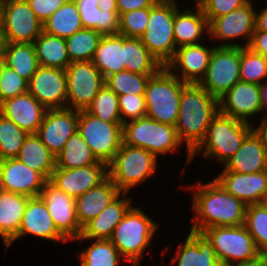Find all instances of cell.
I'll list each match as a JSON object with an SVG mask.
<instances>
[{
  "label": "cell",
  "mask_w": 267,
  "mask_h": 266,
  "mask_svg": "<svg viewBox=\"0 0 267 266\" xmlns=\"http://www.w3.org/2000/svg\"><path fill=\"white\" fill-rule=\"evenodd\" d=\"M194 184L193 211L190 231L201 233L217 226L244 225L247 205L229 194L215 179L207 184Z\"/></svg>",
  "instance_id": "cell-1"
},
{
  "label": "cell",
  "mask_w": 267,
  "mask_h": 266,
  "mask_svg": "<svg viewBox=\"0 0 267 266\" xmlns=\"http://www.w3.org/2000/svg\"><path fill=\"white\" fill-rule=\"evenodd\" d=\"M219 112V100L201 85L188 83L183 88L175 128L179 140L187 144L188 162L192 160L191 152L204 139L209 125Z\"/></svg>",
  "instance_id": "cell-2"
},
{
  "label": "cell",
  "mask_w": 267,
  "mask_h": 266,
  "mask_svg": "<svg viewBox=\"0 0 267 266\" xmlns=\"http://www.w3.org/2000/svg\"><path fill=\"white\" fill-rule=\"evenodd\" d=\"M172 72L163 66L151 76L144 92V99L146 117L175 126L182 91L188 83L181 81L178 75Z\"/></svg>",
  "instance_id": "cell-3"
},
{
  "label": "cell",
  "mask_w": 267,
  "mask_h": 266,
  "mask_svg": "<svg viewBox=\"0 0 267 266\" xmlns=\"http://www.w3.org/2000/svg\"><path fill=\"white\" fill-rule=\"evenodd\" d=\"M253 129L251 122L246 123L219 112L209 125L204 139L191 152V159L204 148L206 158L216 156L225 165Z\"/></svg>",
  "instance_id": "cell-4"
},
{
  "label": "cell",
  "mask_w": 267,
  "mask_h": 266,
  "mask_svg": "<svg viewBox=\"0 0 267 266\" xmlns=\"http://www.w3.org/2000/svg\"><path fill=\"white\" fill-rule=\"evenodd\" d=\"M201 233L212 244L221 266H236L261 256L244 225L210 227Z\"/></svg>",
  "instance_id": "cell-5"
},
{
  "label": "cell",
  "mask_w": 267,
  "mask_h": 266,
  "mask_svg": "<svg viewBox=\"0 0 267 266\" xmlns=\"http://www.w3.org/2000/svg\"><path fill=\"white\" fill-rule=\"evenodd\" d=\"M157 227V223L141 209L132 206L115 227L110 240L125 260L133 263L132 266H138Z\"/></svg>",
  "instance_id": "cell-6"
},
{
  "label": "cell",
  "mask_w": 267,
  "mask_h": 266,
  "mask_svg": "<svg viewBox=\"0 0 267 266\" xmlns=\"http://www.w3.org/2000/svg\"><path fill=\"white\" fill-rule=\"evenodd\" d=\"M175 1L158 0L149 8V20L140 37L143 45L162 66L173 58L176 51L174 39Z\"/></svg>",
  "instance_id": "cell-7"
},
{
  "label": "cell",
  "mask_w": 267,
  "mask_h": 266,
  "mask_svg": "<svg viewBox=\"0 0 267 266\" xmlns=\"http://www.w3.org/2000/svg\"><path fill=\"white\" fill-rule=\"evenodd\" d=\"M157 158L149 151L122 143L108 164V177L126 196L128 191L156 171Z\"/></svg>",
  "instance_id": "cell-8"
},
{
  "label": "cell",
  "mask_w": 267,
  "mask_h": 266,
  "mask_svg": "<svg viewBox=\"0 0 267 266\" xmlns=\"http://www.w3.org/2000/svg\"><path fill=\"white\" fill-rule=\"evenodd\" d=\"M123 143L141 147L156 158L167 154L182 144L175 126L154 121L148 117L126 121L122 124Z\"/></svg>",
  "instance_id": "cell-9"
},
{
  "label": "cell",
  "mask_w": 267,
  "mask_h": 266,
  "mask_svg": "<svg viewBox=\"0 0 267 266\" xmlns=\"http://www.w3.org/2000/svg\"><path fill=\"white\" fill-rule=\"evenodd\" d=\"M240 47L226 43L214 47L203 79L198 83L218 100L240 81Z\"/></svg>",
  "instance_id": "cell-10"
},
{
  "label": "cell",
  "mask_w": 267,
  "mask_h": 266,
  "mask_svg": "<svg viewBox=\"0 0 267 266\" xmlns=\"http://www.w3.org/2000/svg\"><path fill=\"white\" fill-rule=\"evenodd\" d=\"M93 155L107 165L121 148L123 143L122 123H108L88 113L79 111L78 128Z\"/></svg>",
  "instance_id": "cell-11"
},
{
  "label": "cell",
  "mask_w": 267,
  "mask_h": 266,
  "mask_svg": "<svg viewBox=\"0 0 267 266\" xmlns=\"http://www.w3.org/2000/svg\"><path fill=\"white\" fill-rule=\"evenodd\" d=\"M66 77V108L77 111L86 110L105 84L102 73L92 61L71 62L66 68Z\"/></svg>",
  "instance_id": "cell-12"
},
{
  "label": "cell",
  "mask_w": 267,
  "mask_h": 266,
  "mask_svg": "<svg viewBox=\"0 0 267 266\" xmlns=\"http://www.w3.org/2000/svg\"><path fill=\"white\" fill-rule=\"evenodd\" d=\"M1 25L5 42L34 43L43 31L27 0H5Z\"/></svg>",
  "instance_id": "cell-13"
},
{
  "label": "cell",
  "mask_w": 267,
  "mask_h": 266,
  "mask_svg": "<svg viewBox=\"0 0 267 266\" xmlns=\"http://www.w3.org/2000/svg\"><path fill=\"white\" fill-rule=\"evenodd\" d=\"M28 92L46 109L66 108V69L39 66L28 82Z\"/></svg>",
  "instance_id": "cell-14"
},
{
  "label": "cell",
  "mask_w": 267,
  "mask_h": 266,
  "mask_svg": "<svg viewBox=\"0 0 267 266\" xmlns=\"http://www.w3.org/2000/svg\"><path fill=\"white\" fill-rule=\"evenodd\" d=\"M79 111L74 109H47L36 135L56 157L68 138L77 132Z\"/></svg>",
  "instance_id": "cell-15"
},
{
  "label": "cell",
  "mask_w": 267,
  "mask_h": 266,
  "mask_svg": "<svg viewBox=\"0 0 267 266\" xmlns=\"http://www.w3.org/2000/svg\"><path fill=\"white\" fill-rule=\"evenodd\" d=\"M45 202L57 230L67 239L75 240L82 229L76 218L75 198L65 194L49 180L39 195Z\"/></svg>",
  "instance_id": "cell-16"
},
{
  "label": "cell",
  "mask_w": 267,
  "mask_h": 266,
  "mask_svg": "<svg viewBox=\"0 0 267 266\" xmlns=\"http://www.w3.org/2000/svg\"><path fill=\"white\" fill-rule=\"evenodd\" d=\"M108 177L104 162L79 168H55L49 181L65 194L77 198L96 187Z\"/></svg>",
  "instance_id": "cell-17"
},
{
  "label": "cell",
  "mask_w": 267,
  "mask_h": 266,
  "mask_svg": "<svg viewBox=\"0 0 267 266\" xmlns=\"http://www.w3.org/2000/svg\"><path fill=\"white\" fill-rule=\"evenodd\" d=\"M47 180L16 158L0 160V189L28 197L40 195Z\"/></svg>",
  "instance_id": "cell-18"
},
{
  "label": "cell",
  "mask_w": 267,
  "mask_h": 266,
  "mask_svg": "<svg viewBox=\"0 0 267 266\" xmlns=\"http://www.w3.org/2000/svg\"><path fill=\"white\" fill-rule=\"evenodd\" d=\"M220 113L237 120L248 122V117L262 111L260 85L238 81L219 99Z\"/></svg>",
  "instance_id": "cell-19"
},
{
  "label": "cell",
  "mask_w": 267,
  "mask_h": 266,
  "mask_svg": "<svg viewBox=\"0 0 267 266\" xmlns=\"http://www.w3.org/2000/svg\"><path fill=\"white\" fill-rule=\"evenodd\" d=\"M256 12L251 1L246 5L215 18L209 24L210 38L232 40L240 36L246 37L247 47L255 31Z\"/></svg>",
  "instance_id": "cell-20"
},
{
  "label": "cell",
  "mask_w": 267,
  "mask_h": 266,
  "mask_svg": "<svg viewBox=\"0 0 267 266\" xmlns=\"http://www.w3.org/2000/svg\"><path fill=\"white\" fill-rule=\"evenodd\" d=\"M215 180L246 205L260 204L267 194V170L257 173L223 171Z\"/></svg>",
  "instance_id": "cell-21"
},
{
  "label": "cell",
  "mask_w": 267,
  "mask_h": 266,
  "mask_svg": "<svg viewBox=\"0 0 267 266\" xmlns=\"http://www.w3.org/2000/svg\"><path fill=\"white\" fill-rule=\"evenodd\" d=\"M83 28L102 35H115L119 30V13L116 0H74Z\"/></svg>",
  "instance_id": "cell-22"
},
{
  "label": "cell",
  "mask_w": 267,
  "mask_h": 266,
  "mask_svg": "<svg viewBox=\"0 0 267 266\" xmlns=\"http://www.w3.org/2000/svg\"><path fill=\"white\" fill-rule=\"evenodd\" d=\"M47 109L28 91L0 104V114L14 122L27 134H36Z\"/></svg>",
  "instance_id": "cell-23"
},
{
  "label": "cell",
  "mask_w": 267,
  "mask_h": 266,
  "mask_svg": "<svg viewBox=\"0 0 267 266\" xmlns=\"http://www.w3.org/2000/svg\"><path fill=\"white\" fill-rule=\"evenodd\" d=\"M27 234L47 240L67 242V239L57 230L48 213L47 206L40 196L28 199L18 234L12 242Z\"/></svg>",
  "instance_id": "cell-24"
},
{
  "label": "cell",
  "mask_w": 267,
  "mask_h": 266,
  "mask_svg": "<svg viewBox=\"0 0 267 266\" xmlns=\"http://www.w3.org/2000/svg\"><path fill=\"white\" fill-rule=\"evenodd\" d=\"M213 49L214 47L210 49L201 43L179 47L165 67L169 71L180 67L181 81L198 84L206 73Z\"/></svg>",
  "instance_id": "cell-25"
},
{
  "label": "cell",
  "mask_w": 267,
  "mask_h": 266,
  "mask_svg": "<svg viewBox=\"0 0 267 266\" xmlns=\"http://www.w3.org/2000/svg\"><path fill=\"white\" fill-rule=\"evenodd\" d=\"M122 192L107 177L102 183L75 198L76 218L82 229L97 217Z\"/></svg>",
  "instance_id": "cell-26"
},
{
  "label": "cell",
  "mask_w": 267,
  "mask_h": 266,
  "mask_svg": "<svg viewBox=\"0 0 267 266\" xmlns=\"http://www.w3.org/2000/svg\"><path fill=\"white\" fill-rule=\"evenodd\" d=\"M223 171L236 173H257L267 170V158L260 137L253 130L241 147L226 162Z\"/></svg>",
  "instance_id": "cell-27"
},
{
  "label": "cell",
  "mask_w": 267,
  "mask_h": 266,
  "mask_svg": "<svg viewBox=\"0 0 267 266\" xmlns=\"http://www.w3.org/2000/svg\"><path fill=\"white\" fill-rule=\"evenodd\" d=\"M120 195L112 201L93 220L88 222L75 240L111 239L115 227L121 222L125 214L132 207L130 199H119Z\"/></svg>",
  "instance_id": "cell-28"
},
{
  "label": "cell",
  "mask_w": 267,
  "mask_h": 266,
  "mask_svg": "<svg viewBox=\"0 0 267 266\" xmlns=\"http://www.w3.org/2000/svg\"><path fill=\"white\" fill-rule=\"evenodd\" d=\"M30 197L0 189V236L6 250L17 236Z\"/></svg>",
  "instance_id": "cell-29"
},
{
  "label": "cell",
  "mask_w": 267,
  "mask_h": 266,
  "mask_svg": "<svg viewBox=\"0 0 267 266\" xmlns=\"http://www.w3.org/2000/svg\"><path fill=\"white\" fill-rule=\"evenodd\" d=\"M178 247L177 255L171 262L177 260V266H221L212 244L202 233L189 231L184 245Z\"/></svg>",
  "instance_id": "cell-30"
},
{
  "label": "cell",
  "mask_w": 267,
  "mask_h": 266,
  "mask_svg": "<svg viewBox=\"0 0 267 266\" xmlns=\"http://www.w3.org/2000/svg\"><path fill=\"white\" fill-rule=\"evenodd\" d=\"M195 10L196 12L185 9L183 10L184 13H179L176 5L173 27L176 48L199 44V39L204 31L206 30L209 33V23L197 2Z\"/></svg>",
  "instance_id": "cell-31"
},
{
  "label": "cell",
  "mask_w": 267,
  "mask_h": 266,
  "mask_svg": "<svg viewBox=\"0 0 267 266\" xmlns=\"http://www.w3.org/2000/svg\"><path fill=\"white\" fill-rule=\"evenodd\" d=\"M31 169L49 180L56 168L55 156L41 142L36 134H28L16 157Z\"/></svg>",
  "instance_id": "cell-32"
},
{
  "label": "cell",
  "mask_w": 267,
  "mask_h": 266,
  "mask_svg": "<svg viewBox=\"0 0 267 266\" xmlns=\"http://www.w3.org/2000/svg\"><path fill=\"white\" fill-rule=\"evenodd\" d=\"M104 79L125 70L123 63V35H103L92 59Z\"/></svg>",
  "instance_id": "cell-33"
},
{
  "label": "cell",
  "mask_w": 267,
  "mask_h": 266,
  "mask_svg": "<svg viewBox=\"0 0 267 266\" xmlns=\"http://www.w3.org/2000/svg\"><path fill=\"white\" fill-rule=\"evenodd\" d=\"M123 63L125 70L155 75L163 66L143 45L140 38L123 36Z\"/></svg>",
  "instance_id": "cell-34"
},
{
  "label": "cell",
  "mask_w": 267,
  "mask_h": 266,
  "mask_svg": "<svg viewBox=\"0 0 267 266\" xmlns=\"http://www.w3.org/2000/svg\"><path fill=\"white\" fill-rule=\"evenodd\" d=\"M33 45L39 66L66 69L71 63L63 38L42 31Z\"/></svg>",
  "instance_id": "cell-35"
},
{
  "label": "cell",
  "mask_w": 267,
  "mask_h": 266,
  "mask_svg": "<svg viewBox=\"0 0 267 266\" xmlns=\"http://www.w3.org/2000/svg\"><path fill=\"white\" fill-rule=\"evenodd\" d=\"M5 65L27 82L36 73L39 63L33 43L6 42L2 52Z\"/></svg>",
  "instance_id": "cell-36"
},
{
  "label": "cell",
  "mask_w": 267,
  "mask_h": 266,
  "mask_svg": "<svg viewBox=\"0 0 267 266\" xmlns=\"http://www.w3.org/2000/svg\"><path fill=\"white\" fill-rule=\"evenodd\" d=\"M43 31L66 39L83 29L81 17L74 0H67L53 15L43 23Z\"/></svg>",
  "instance_id": "cell-37"
},
{
  "label": "cell",
  "mask_w": 267,
  "mask_h": 266,
  "mask_svg": "<svg viewBox=\"0 0 267 266\" xmlns=\"http://www.w3.org/2000/svg\"><path fill=\"white\" fill-rule=\"evenodd\" d=\"M55 159L56 168L65 169L85 167L100 162L78 131L68 138L63 150Z\"/></svg>",
  "instance_id": "cell-38"
},
{
  "label": "cell",
  "mask_w": 267,
  "mask_h": 266,
  "mask_svg": "<svg viewBox=\"0 0 267 266\" xmlns=\"http://www.w3.org/2000/svg\"><path fill=\"white\" fill-rule=\"evenodd\" d=\"M103 35L92 29L83 28L66 38L67 53L71 62L92 61Z\"/></svg>",
  "instance_id": "cell-39"
},
{
  "label": "cell",
  "mask_w": 267,
  "mask_h": 266,
  "mask_svg": "<svg viewBox=\"0 0 267 266\" xmlns=\"http://www.w3.org/2000/svg\"><path fill=\"white\" fill-rule=\"evenodd\" d=\"M119 250L110 239L95 240L79 254L80 266H118Z\"/></svg>",
  "instance_id": "cell-40"
},
{
  "label": "cell",
  "mask_w": 267,
  "mask_h": 266,
  "mask_svg": "<svg viewBox=\"0 0 267 266\" xmlns=\"http://www.w3.org/2000/svg\"><path fill=\"white\" fill-rule=\"evenodd\" d=\"M244 226L261 255H267V209L261 203L247 205Z\"/></svg>",
  "instance_id": "cell-41"
},
{
  "label": "cell",
  "mask_w": 267,
  "mask_h": 266,
  "mask_svg": "<svg viewBox=\"0 0 267 266\" xmlns=\"http://www.w3.org/2000/svg\"><path fill=\"white\" fill-rule=\"evenodd\" d=\"M151 76L153 75L123 70L108 76L105 79V84L118 96L125 94L144 95Z\"/></svg>",
  "instance_id": "cell-42"
},
{
  "label": "cell",
  "mask_w": 267,
  "mask_h": 266,
  "mask_svg": "<svg viewBox=\"0 0 267 266\" xmlns=\"http://www.w3.org/2000/svg\"><path fill=\"white\" fill-rule=\"evenodd\" d=\"M86 111L108 123H122L116 95L106 84L96 94Z\"/></svg>",
  "instance_id": "cell-43"
},
{
  "label": "cell",
  "mask_w": 267,
  "mask_h": 266,
  "mask_svg": "<svg viewBox=\"0 0 267 266\" xmlns=\"http://www.w3.org/2000/svg\"><path fill=\"white\" fill-rule=\"evenodd\" d=\"M28 134L0 114V160L16 158Z\"/></svg>",
  "instance_id": "cell-44"
},
{
  "label": "cell",
  "mask_w": 267,
  "mask_h": 266,
  "mask_svg": "<svg viewBox=\"0 0 267 266\" xmlns=\"http://www.w3.org/2000/svg\"><path fill=\"white\" fill-rule=\"evenodd\" d=\"M267 77V57L240 47V81L261 85Z\"/></svg>",
  "instance_id": "cell-45"
},
{
  "label": "cell",
  "mask_w": 267,
  "mask_h": 266,
  "mask_svg": "<svg viewBox=\"0 0 267 266\" xmlns=\"http://www.w3.org/2000/svg\"><path fill=\"white\" fill-rule=\"evenodd\" d=\"M149 8L136 9L120 15L118 34L140 38L148 25Z\"/></svg>",
  "instance_id": "cell-46"
},
{
  "label": "cell",
  "mask_w": 267,
  "mask_h": 266,
  "mask_svg": "<svg viewBox=\"0 0 267 266\" xmlns=\"http://www.w3.org/2000/svg\"><path fill=\"white\" fill-rule=\"evenodd\" d=\"M27 91L28 82L5 65L0 79V104Z\"/></svg>",
  "instance_id": "cell-47"
},
{
  "label": "cell",
  "mask_w": 267,
  "mask_h": 266,
  "mask_svg": "<svg viewBox=\"0 0 267 266\" xmlns=\"http://www.w3.org/2000/svg\"><path fill=\"white\" fill-rule=\"evenodd\" d=\"M118 104L122 124L127 120L130 121L146 117V102L144 95H120L118 96Z\"/></svg>",
  "instance_id": "cell-48"
},
{
  "label": "cell",
  "mask_w": 267,
  "mask_h": 266,
  "mask_svg": "<svg viewBox=\"0 0 267 266\" xmlns=\"http://www.w3.org/2000/svg\"><path fill=\"white\" fill-rule=\"evenodd\" d=\"M196 2L210 24L215 18L246 5L249 0H197Z\"/></svg>",
  "instance_id": "cell-49"
},
{
  "label": "cell",
  "mask_w": 267,
  "mask_h": 266,
  "mask_svg": "<svg viewBox=\"0 0 267 266\" xmlns=\"http://www.w3.org/2000/svg\"><path fill=\"white\" fill-rule=\"evenodd\" d=\"M37 18L43 23L53 15L67 0H27Z\"/></svg>",
  "instance_id": "cell-50"
},
{
  "label": "cell",
  "mask_w": 267,
  "mask_h": 266,
  "mask_svg": "<svg viewBox=\"0 0 267 266\" xmlns=\"http://www.w3.org/2000/svg\"><path fill=\"white\" fill-rule=\"evenodd\" d=\"M158 0H116L119 16L136 9L150 8Z\"/></svg>",
  "instance_id": "cell-51"
},
{
  "label": "cell",
  "mask_w": 267,
  "mask_h": 266,
  "mask_svg": "<svg viewBox=\"0 0 267 266\" xmlns=\"http://www.w3.org/2000/svg\"><path fill=\"white\" fill-rule=\"evenodd\" d=\"M247 47L255 53L267 57V31L255 30Z\"/></svg>",
  "instance_id": "cell-52"
},
{
  "label": "cell",
  "mask_w": 267,
  "mask_h": 266,
  "mask_svg": "<svg viewBox=\"0 0 267 266\" xmlns=\"http://www.w3.org/2000/svg\"><path fill=\"white\" fill-rule=\"evenodd\" d=\"M253 130L262 140V143H263V146L265 149V153H266V158H267V114L265 115L261 124Z\"/></svg>",
  "instance_id": "cell-53"
},
{
  "label": "cell",
  "mask_w": 267,
  "mask_h": 266,
  "mask_svg": "<svg viewBox=\"0 0 267 266\" xmlns=\"http://www.w3.org/2000/svg\"><path fill=\"white\" fill-rule=\"evenodd\" d=\"M255 30L267 31V8L265 7L260 14H256Z\"/></svg>",
  "instance_id": "cell-54"
},
{
  "label": "cell",
  "mask_w": 267,
  "mask_h": 266,
  "mask_svg": "<svg viewBox=\"0 0 267 266\" xmlns=\"http://www.w3.org/2000/svg\"><path fill=\"white\" fill-rule=\"evenodd\" d=\"M236 266H267V255H261L256 260Z\"/></svg>",
  "instance_id": "cell-55"
},
{
  "label": "cell",
  "mask_w": 267,
  "mask_h": 266,
  "mask_svg": "<svg viewBox=\"0 0 267 266\" xmlns=\"http://www.w3.org/2000/svg\"><path fill=\"white\" fill-rule=\"evenodd\" d=\"M267 84L260 85V99H261V107L262 110L265 108L267 114Z\"/></svg>",
  "instance_id": "cell-56"
},
{
  "label": "cell",
  "mask_w": 267,
  "mask_h": 266,
  "mask_svg": "<svg viewBox=\"0 0 267 266\" xmlns=\"http://www.w3.org/2000/svg\"><path fill=\"white\" fill-rule=\"evenodd\" d=\"M5 38H4V33H3V29H2V25L0 23V55H2V52L5 48Z\"/></svg>",
  "instance_id": "cell-57"
},
{
  "label": "cell",
  "mask_w": 267,
  "mask_h": 266,
  "mask_svg": "<svg viewBox=\"0 0 267 266\" xmlns=\"http://www.w3.org/2000/svg\"><path fill=\"white\" fill-rule=\"evenodd\" d=\"M4 66H5V62H4L3 56L0 55V79H1V76H2V72H3Z\"/></svg>",
  "instance_id": "cell-58"
},
{
  "label": "cell",
  "mask_w": 267,
  "mask_h": 266,
  "mask_svg": "<svg viewBox=\"0 0 267 266\" xmlns=\"http://www.w3.org/2000/svg\"><path fill=\"white\" fill-rule=\"evenodd\" d=\"M5 0H0V23L2 20L3 5Z\"/></svg>",
  "instance_id": "cell-59"
},
{
  "label": "cell",
  "mask_w": 267,
  "mask_h": 266,
  "mask_svg": "<svg viewBox=\"0 0 267 266\" xmlns=\"http://www.w3.org/2000/svg\"><path fill=\"white\" fill-rule=\"evenodd\" d=\"M261 204L267 209V194L263 197Z\"/></svg>",
  "instance_id": "cell-60"
}]
</instances>
